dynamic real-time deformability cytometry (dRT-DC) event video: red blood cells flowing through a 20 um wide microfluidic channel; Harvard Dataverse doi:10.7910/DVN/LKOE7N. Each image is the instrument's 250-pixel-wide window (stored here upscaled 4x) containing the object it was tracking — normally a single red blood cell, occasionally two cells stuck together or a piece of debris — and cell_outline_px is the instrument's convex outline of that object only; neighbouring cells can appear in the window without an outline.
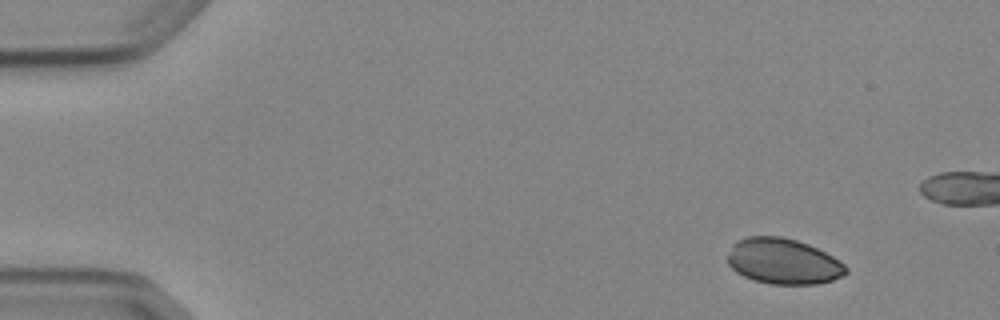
{"species": "Egyptian fruit bat (a non-hibernating species)", "species_latin": "Rousettus aegyptiacus", "temperature_condition": "cold", "stored_images_in_passage": 4, "camera_frame_rate_fps": 3000, "um_per_image_px": 0.085, "animal": {"sex": "female"}, "frame": {"image": 1, "passage_image": 1, "time_ms": 0.0, "image_size_px": [1000, 320], "cell_outline_px": [[848, 272], [844, 276], [832, 280], [816, 284], [768, 284], [744, 276], [736, 272], [728, 264], [728, 256], [732, 244], [736, 240], [748, 236], [780, 236], [796, 240], [808, 244], [832, 256], [844, 264], [848, 268]], "centroid_in_image_um": [66.57, 22.21], "position_along_channel_um": 18.4, "area_um2": 31.5}}